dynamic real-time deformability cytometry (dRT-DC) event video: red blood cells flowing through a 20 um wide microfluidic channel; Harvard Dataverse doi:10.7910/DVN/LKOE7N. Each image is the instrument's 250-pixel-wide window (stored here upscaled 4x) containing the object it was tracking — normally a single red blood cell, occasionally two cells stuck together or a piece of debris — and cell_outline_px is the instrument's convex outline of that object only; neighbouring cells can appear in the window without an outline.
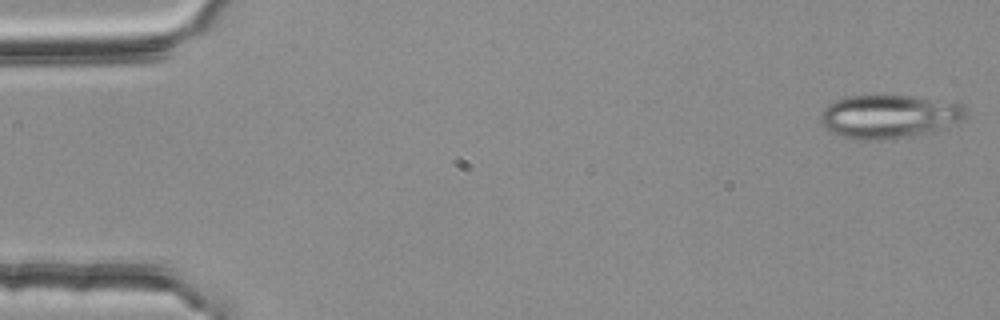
{"species": "common noctule bat (a hibernating species)", "species_latin": "Nyctalus noctula", "temperature_condition": "room temperature", "stored_images_in_passage": 50, "camera_frame_rate_fps": 3000, "um_per_image_px": 0.085, "animal": {"sex": "female", "body_mass_g": 25.1}, "frame": {"image": 1, "passage_image": 1, "time_ms": 0.0, "image_size_px": [1000, 320], "cell_outline_px": [[968, 112], [964, 120], [936, 132], [916, 136], [884, 140], [856, 140], [840, 136], [824, 128], [820, 124], [820, 112], [832, 100], [848, 96], [876, 92], [956, 100], [964, 104]], "centroid_in_image_um": [75.63, 9.85], "position_along_channel_um": 9.4, "area_um2": 39.25}}
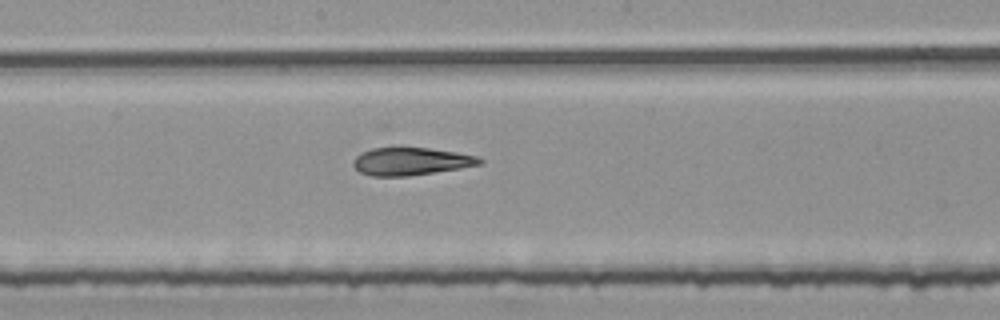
{"frame": {"image": 2, "passage_image": 28, "time_ms": 9.0, "image_size_px": [1000, 320], "cell_outline_px": [[484, 164], [460, 168], [408, 176], [372, 176], [360, 172], [352, 164], [352, 160], [360, 152], [372, 148], [428, 148], [456, 152], [480, 156], [484, 160]], "centroid_in_image_um": [34.95, 13.71], "position_along_channel_um": 213.2, "area_um2": 20.46}}
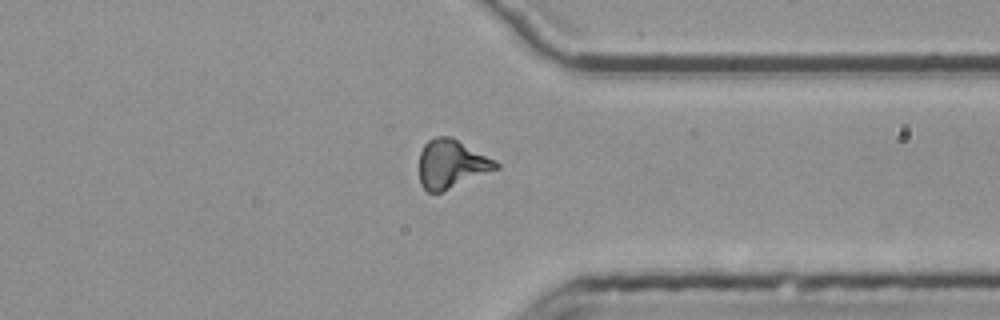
{"frame": {"image": 3, "passage_image": 41, "time_ms": 13.333, "image_size_px": [1000, 320], "cell_outline_px": [[500, 168], [440, 192], [428, 192], [420, 184], [420, 152], [424, 144], [428, 140], [436, 136], [452, 136], [496, 160], [500, 164]], "centroid_in_image_um": [38.39, 13.91], "position_along_channel_um": 373.0, "area_um2": 21.73}}